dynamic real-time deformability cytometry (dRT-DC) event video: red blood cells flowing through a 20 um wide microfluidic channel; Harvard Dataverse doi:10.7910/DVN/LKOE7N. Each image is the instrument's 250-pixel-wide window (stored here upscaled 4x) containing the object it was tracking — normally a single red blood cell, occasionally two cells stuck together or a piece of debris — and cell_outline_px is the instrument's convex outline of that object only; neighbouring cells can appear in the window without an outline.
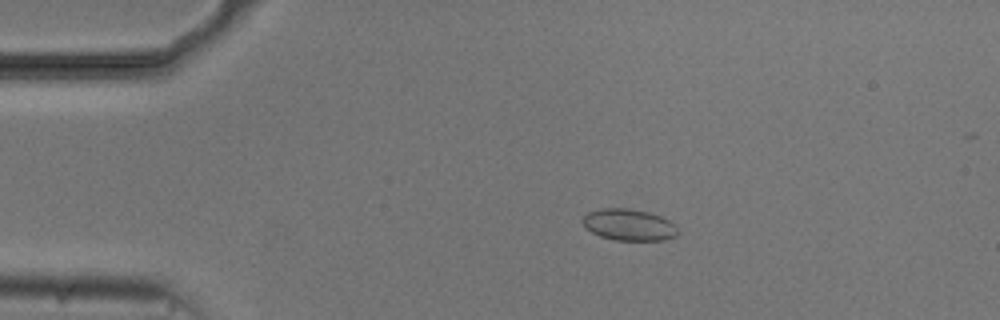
{"species": "common noctule bat (a hibernating species)", "species_latin": "Nyctalus noctula", "temperature_condition": "cold", "stored_images_in_passage": 16, "camera_frame_rate_fps": 3000, "um_per_image_px": 0.085, "animal": {"sex": "male", "body_mass_g": 20.5, "forearm_length_mm": 52.5}, "frame": {"image": 1, "passage_image": 3, "time_ms": 0.667, "image_size_px": [1000, 320], "cell_outline_px": [[676, 236], [664, 240], [616, 240], [600, 236], [584, 228], [580, 220], [588, 212], [604, 208], [628, 208], [648, 212], [660, 216], [668, 220], [676, 228]], "centroid_in_image_um": [53.39, 19.1], "position_along_channel_um": 31.6, "area_um2": 17.4}}
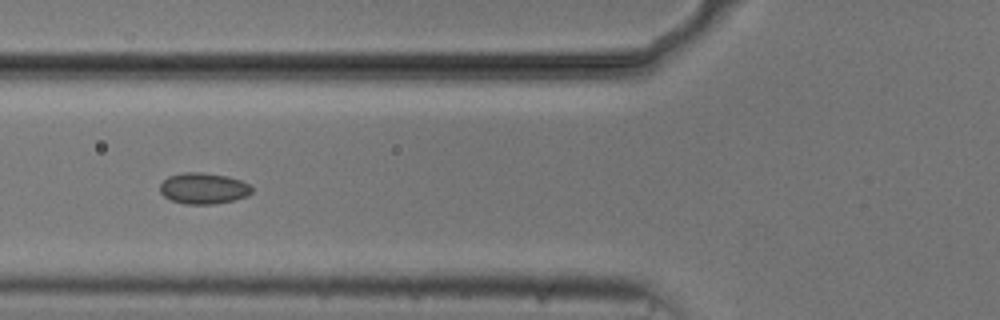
{"frame": {"image": 2, "passage_image": 13, "time_ms": 4.0, "image_size_px": [1000, 320], "cell_outline_px": [[252, 192], [248, 196], [236, 200], [212, 204], [184, 204], [172, 200], [164, 196], [160, 192], [160, 184], [168, 176], [184, 172], [200, 172], [228, 176], [240, 180], [248, 184], [252, 188]], "centroid_in_image_um": [17.3, 16.01], "position_along_channel_um": 108.5, "area_um2": 16.7}}
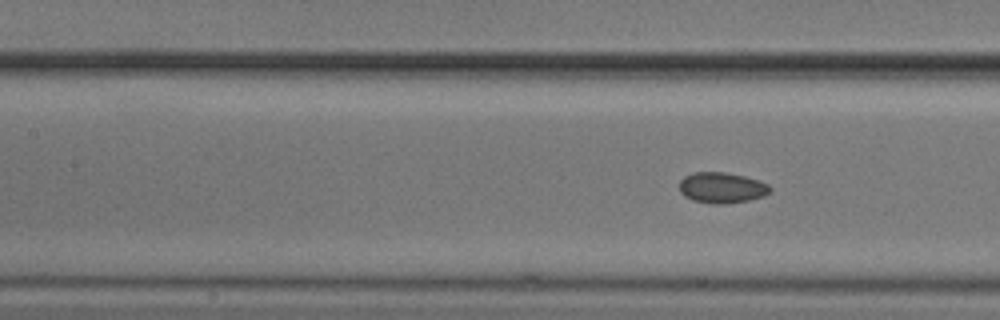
{"frame": {"image": 3, "passage_image": 16, "time_ms": 5.0, "image_size_px": [1000, 320], "cell_outline_px": [[772, 192], [764, 196], [748, 200], [724, 204], [712, 204], [692, 200], [684, 196], [680, 192], [680, 180], [684, 176], [692, 172], [724, 172], [744, 176], [768, 184], [772, 188]], "centroid_in_image_um": [61.35, 15.96], "position_along_channel_um": 146.1, "area_um2": 16.36}}